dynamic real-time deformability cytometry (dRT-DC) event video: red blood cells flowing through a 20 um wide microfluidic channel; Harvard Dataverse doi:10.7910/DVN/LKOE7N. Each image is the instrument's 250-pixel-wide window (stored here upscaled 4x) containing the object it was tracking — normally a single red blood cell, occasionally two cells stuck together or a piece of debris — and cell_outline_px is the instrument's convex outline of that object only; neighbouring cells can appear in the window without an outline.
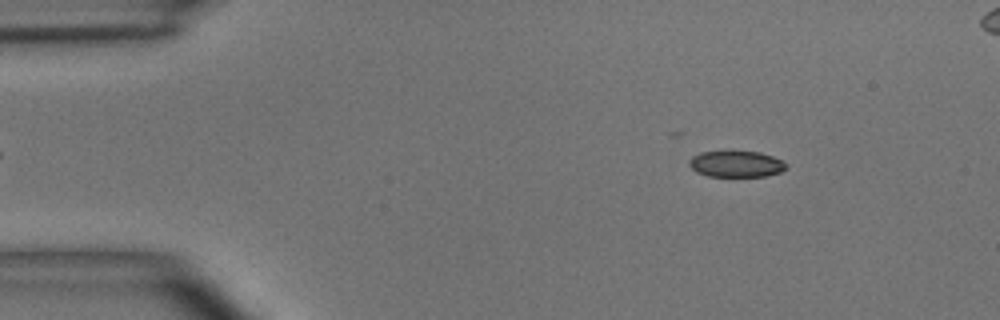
{"species": "common noctule bat (a hibernating species)", "species_latin": "Nyctalus noctula", "temperature_condition": "room temperature", "stored_images_in_passage": 26, "camera_frame_rate_fps": 3000, "um_per_image_px": 0.085, "animal": {"sex": "male", "body_mass_g": 15.6}, "frame": {"image": 1, "passage_image": 6, "time_ms": 1.667, "image_size_px": [1000, 320], "cell_outline_px": [[788, 168], [780, 172], [764, 176], [708, 176], [696, 172], [688, 164], [688, 160], [692, 156], [700, 152], [732, 148], [760, 152], [772, 156], [780, 160]], "centroid_in_image_um": [62.51, 13.88], "position_along_channel_um": 22.5, "area_um2": 15.49}}
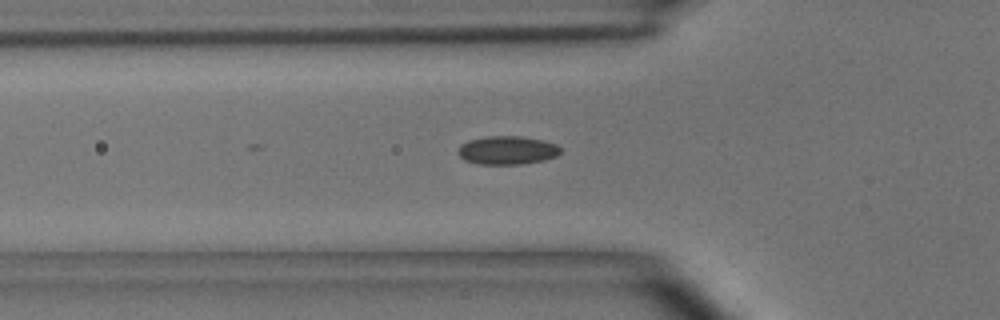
{"frame": {"image": 2, "passage_image": 16, "time_ms": 5.0, "image_size_px": [1000, 320], "cell_outline_px": [[560, 152], [556, 156], [544, 160], [520, 164], [480, 164], [464, 160], [456, 152], [460, 144], [468, 140], [488, 136], [520, 136], [544, 140], [556, 144], [560, 148]], "centroid_in_image_um": [43.09, 12.76], "position_along_channel_um": 82.7, "area_um2": 17.05}}
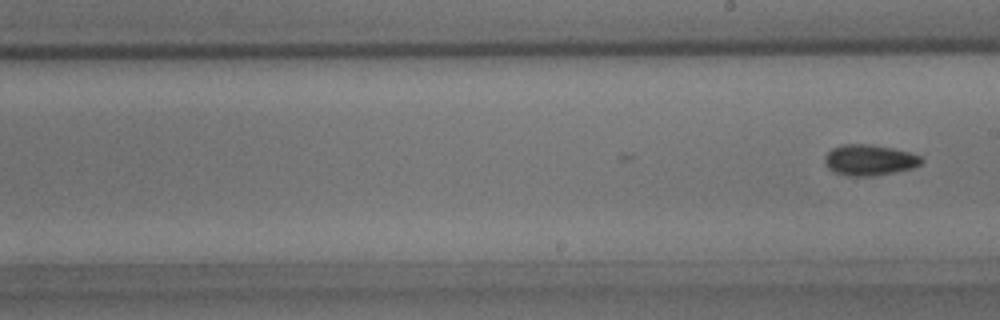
{"frame": {"image": 3, "passage_image": 26, "time_ms": 8.333, "image_size_px": [1000, 320], "cell_outline_px": [[924, 160], [920, 164], [912, 168], [872, 176], [848, 176], [836, 172], [828, 168], [824, 160], [824, 156], [832, 148], [844, 144], [868, 144], [892, 148], [908, 152], [920, 156]], "centroid_in_image_um": [73.88, 13.6], "position_along_channel_um": 215.1, "area_um2": 17.17}}